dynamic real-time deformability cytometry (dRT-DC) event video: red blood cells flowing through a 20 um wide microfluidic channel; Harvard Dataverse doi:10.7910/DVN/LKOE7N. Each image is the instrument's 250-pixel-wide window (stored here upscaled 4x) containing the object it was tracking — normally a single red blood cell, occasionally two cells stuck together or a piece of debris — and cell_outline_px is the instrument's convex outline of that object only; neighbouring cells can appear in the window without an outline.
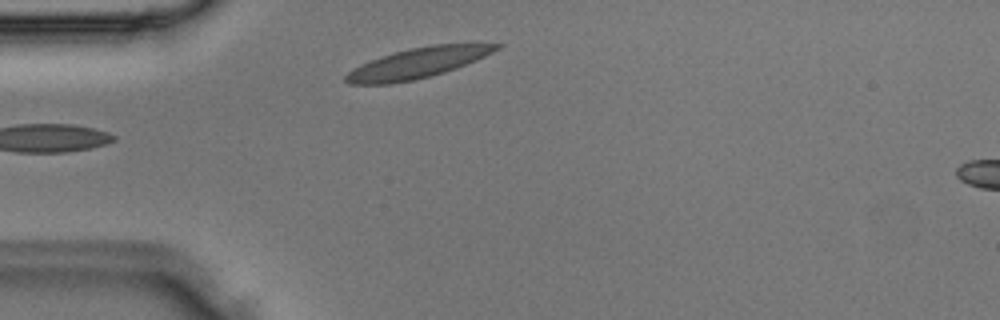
{"species": "Egyptian fruit bat (a non-hibernating species)", "species_latin": "Rousettus aegyptiacus", "temperature_condition": "room temperature", "stored_images_in_passage": 4, "camera_frame_rate_fps": 3000, "um_per_image_px": 0.085, "animal": {"sex": "male"}, "frame": {"image": 1, "passage_image": 4, "time_ms": 1.0, "image_size_px": [1000, 320], "cell_outline_px": [[504, 44], [500, 48], [476, 60], [456, 68], [444, 72], [412, 80], [388, 84], [348, 84], [344, 80], [344, 76], [352, 68], [360, 64], [396, 52], [412, 48], [432, 44]], "centroid_in_image_um": [35.47, 5.37], "position_along_channel_um": 49.5, "area_um2": 26.07}}